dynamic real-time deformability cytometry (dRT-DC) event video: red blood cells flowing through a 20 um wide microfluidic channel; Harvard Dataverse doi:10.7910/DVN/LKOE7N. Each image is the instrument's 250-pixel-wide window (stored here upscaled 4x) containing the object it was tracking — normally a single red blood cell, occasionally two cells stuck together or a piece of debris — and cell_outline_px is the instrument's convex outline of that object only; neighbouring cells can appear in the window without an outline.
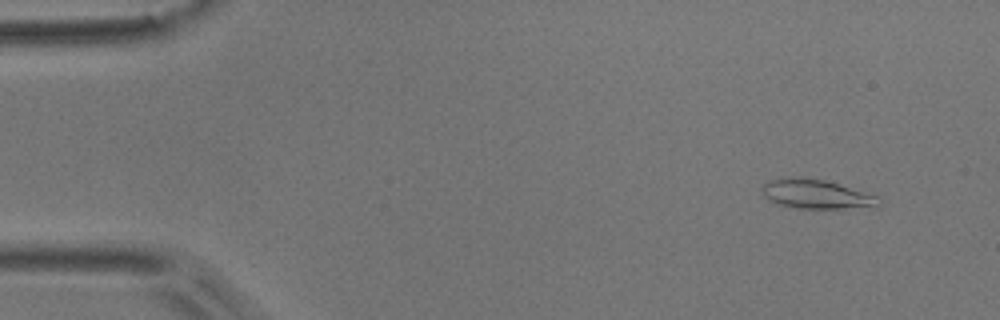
{"species": "common noctule bat (a hibernating species)", "species_latin": "Nyctalus noctula", "temperature_condition": "room temperature", "stored_images_in_passage": 2, "camera_frame_rate_fps": 3000, "um_per_image_px": 0.085, "animal": {"sex": "male", "body_mass_g": 17.9}, "frame": {"image": 1, "passage_image": 1, "time_ms": 0.0, "image_size_px": [1000, 320], "cell_outline_px": [[880, 204], [876, 208], [800, 208], [776, 204], [768, 200], [764, 196], [760, 188], [768, 180], [796, 176], [804, 176], [824, 180], [880, 196]], "centroid_in_image_um": [69.39, 16.5], "position_along_channel_um": 15.6, "area_um2": 20.23}}